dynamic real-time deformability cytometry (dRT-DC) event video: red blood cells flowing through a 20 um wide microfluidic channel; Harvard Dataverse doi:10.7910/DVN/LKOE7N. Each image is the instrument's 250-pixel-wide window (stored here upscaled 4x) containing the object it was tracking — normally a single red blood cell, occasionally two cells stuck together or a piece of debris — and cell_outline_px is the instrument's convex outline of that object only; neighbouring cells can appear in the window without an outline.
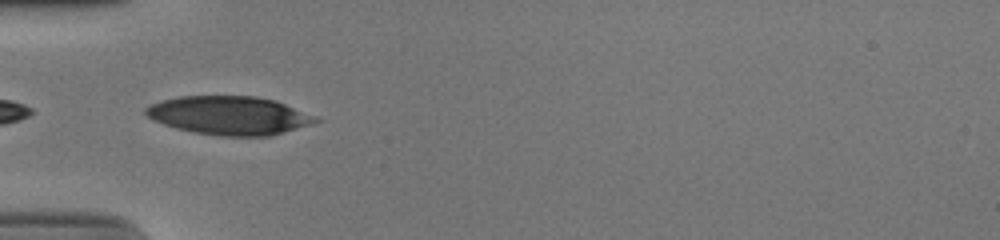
{"species": "human", "species_latin": "Homo sapiens", "temperature_condition": "cold", "stored_images_in_passage": 36, "camera_frame_rate_fps": 3000, "um_per_image_px": 0.085, "donor": {"sex": "male"}, "frame": {"image": 1, "passage_image": 1, "time_ms": 0.0, "image_size_px": [1000, 240], "cell_outline_px": [[320, 120], [284, 132], [268, 136], [220, 136], [192, 132], [176, 128], [164, 124], [148, 116], [144, 112], [144, 108], [160, 100], [180, 96], [256, 96], [276, 100], [312, 116]], "centroid_in_image_um": [19.42, 9.81], "position_along_channel_um": 65.6, "area_um2": 37.69}}
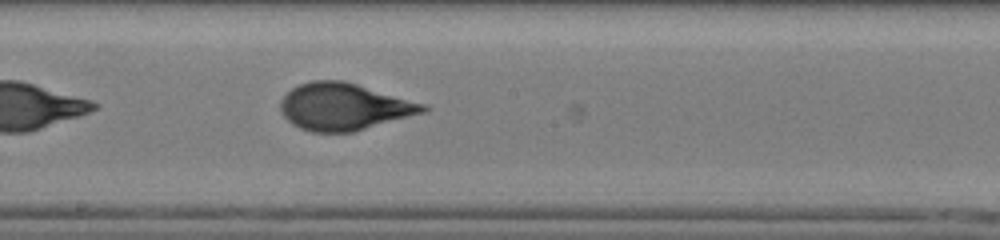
{"frame": {"image": 2, "passage_image": 13, "time_ms": 4.0, "image_size_px": [1000, 240], "cell_outline_px": [[428, 108], [424, 112], [352, 132], [312, 132], [300, 128], [292, 124], [284, 116], [280, 108], [280, 100], [292, 88], [300, 84], [312, 80], [344, 80], [428, 104]], "centroid_in_image_um": [29.24, 9.06], "position_along_channel_um": 219.0, "area_um2": 38.96}}
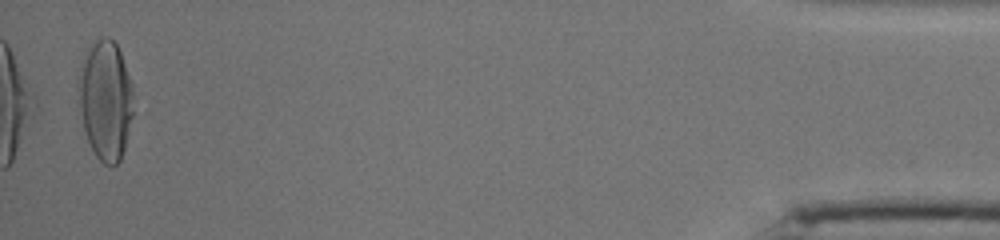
{"frame": {"image": 3, "passage_image": 35, "time_ms": 11.333, "image_size_px": [1000, 240], "cell_outline_px": [[132, 116], [124, 148], [120, 160], [116, 164], [104, 164], [96, 156], [88, 140], [84, 128], [80, 108], [76, 84], [76, 76], [84, 52], [88, 44], [100, 36], [108, 36], [116, 44], [120, 52], [132, 84]], "centroid_in_image_um": [8.92, 8.41], "position_along_channel_um": 426.3, "area_um2": 38.61}, "authors_computed_cell_mechanics": {"area_um2": 38.2636, "velocity_mm_per_s": 3.9042, "shape_relaxation_time_tau1_ms": 5.2569, "shape_relaxation_time_tau2_ms": null, "deformation_change_tau1": 0.2036, "deformation_change_tau2": null}}